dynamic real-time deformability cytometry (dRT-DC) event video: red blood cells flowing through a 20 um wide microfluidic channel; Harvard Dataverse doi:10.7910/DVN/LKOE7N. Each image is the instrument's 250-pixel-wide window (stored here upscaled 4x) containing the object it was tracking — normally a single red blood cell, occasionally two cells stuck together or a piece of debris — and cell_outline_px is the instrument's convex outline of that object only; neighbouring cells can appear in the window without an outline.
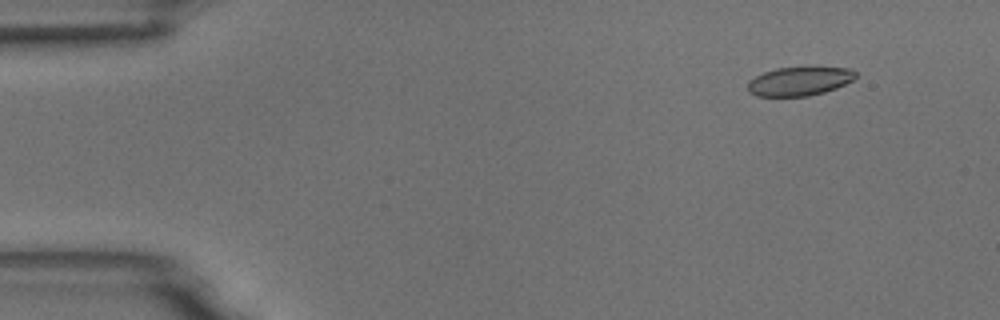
{"species": "common noctule bat (a hibernating species)", "species_latin": "Nyctalus noctula", "temperature_condition": "room temperature", "stored_images_in_passage": 4, "camera_frame_rate_fps": 3000, "um_per_image_px": 0.085, "animal": {"sex": "male", "body_mass_g": 18.8}, "frame": {"image": 1, "passage_image": 1, "time_ms": 0.0, "image_size_px": [1000, 320], "cell_outline_px": [[856, 76], [852, 80], [836, 88], [824, 92], [808, 96], [756, 96], [748, 92], [748, 80], [764, 72], [776, 68], [808, 64], [816, 64], [852, 68], [856, 72]], "centroid_in_image_um": [68.0, 6.84], "position_along_channel_um": 17.0, "area_um2": 19.13}}
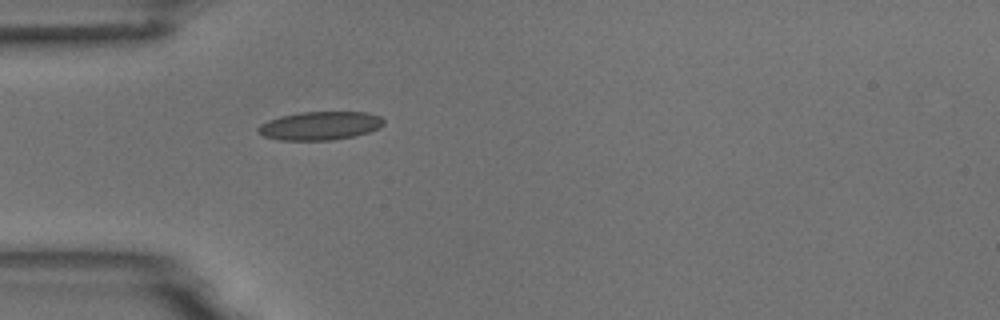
{"frame": {"image": 2, "passage_image": 4, "time_ms": 1.0, "image_size_px": [1000, 320], "cell_outline_px": [[384, 124], [380, 128], [368, 132], [352, 136], [332, 140], [280, 140], [264, 136], [256, 132], [256, 128], [260, 124], [268, 120], [280, 116], [300, 112], [368, 112], [380, 116], [384, 120]], "centroid_in_image_um": [27.18, 10.68], "position_along_channel_um": 57.8, "area_um2": 20.92}}